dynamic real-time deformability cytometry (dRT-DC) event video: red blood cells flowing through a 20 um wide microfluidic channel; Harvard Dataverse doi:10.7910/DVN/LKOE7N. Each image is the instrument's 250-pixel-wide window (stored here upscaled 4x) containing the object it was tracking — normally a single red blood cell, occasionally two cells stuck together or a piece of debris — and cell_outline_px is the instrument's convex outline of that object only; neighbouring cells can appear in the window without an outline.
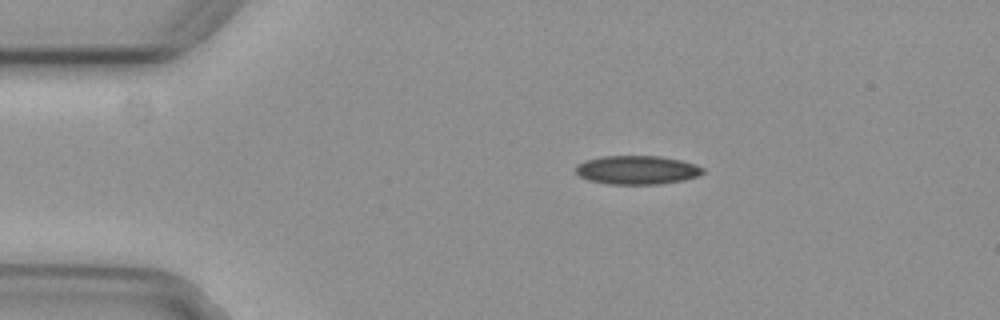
{"species": "common noctule bat (a hibernating species)", "species_latin": "Nyctalus noctula", "temperature_condition": "cold", "stored_images_in_passage": 6, "camera_frame_rate_fps": 3000, "um_per_image_px": 0.085, "animal": {"sex": "female", "body_mass_g": 29.2, "forearm_length_mm": 56.3}, "frame": {"image": 1, "passage_image": 3, "time_ms": 0.667, "image_size_px": [1000, 320], "cell_outline_px": [[704, 172], [696, 176], [684, 180], [660, 184], [608, 184], [588, 180], [580, 176], [576, 172], [576, 164], [584, 160], [604, 156], [660, 156], [680, 160], [696, 164], [704, 168]], "centroid_in_image_um": [54.14, 14.44], "position_along_channel_um": 30.9, "area_um2": 21.33}}